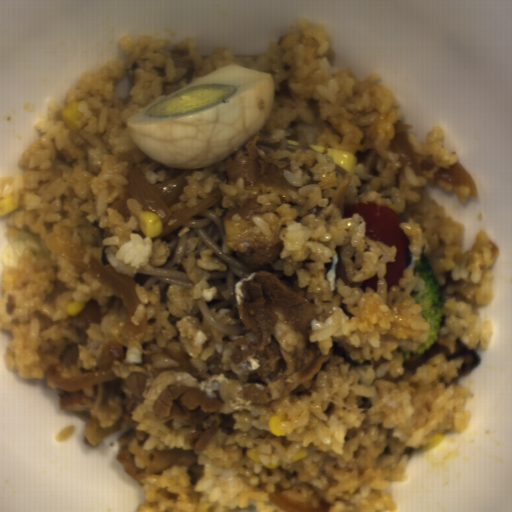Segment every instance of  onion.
<instances>
[{
    "mask_svg": "<svg viewBox=\"0 0 512 512\" xmlns=\"http://www.w3.org/2000/svg\"><path fill=\"white\" fill-rule=\"evenodd\" d=\"M45 243L55 254L106 285L122 299L128 314L126 324L120 333V339L135 340L142 344L147 335L148 316L139 325H134L132 316L140 299L131 276L121 274L110 265L103 264L93 253L89 261L85 263L86 248L58 233L51 231L45 234Z\"/></svg>",
    "mask_w": 512,
    "mask_h": 512,
    "instance_id": "2",
    "label": "onion"
},
{
    "mask_svg": "<svg viewBox=\"0 0 512 512\" xmlns=\"http://www.w3.org/2000/svg\"><path fill=\"white\" fill-rule=\"evenodd\" d=\"M124 356L125 351L120 340H107L102 345L95 371L70 377H62L53 364L47 367L44 378L60 389L69 392L93 387L112 380L121 379L114 374L110 366L112 361H118L123 365Z\"/></svg>",
    "mask_w": 512,
    "mask_h": 512,
    "instance_id": "3",
    "label": "onion"
},
{
    "mask_svg": "<svg viewBox=\"0 0 512 512\" xmlns=\"http://www.w3.org/2000/svg\"><path fill=\"white\" fill-rule=\"evenodd\" d=\"M349 182H350V176L345 178L343 181H341L339 183V185L336 187V189L333 192L332 199L330 202V204H335L338 207L341 217H342L343 210H344V205H345Z\"/></svg>",
    "mask_w": 512,
    "mask_h": 512,
    "instance_id": "7",
    "label": "onion"
},
{
    "mask_svg": "<svg viewBox=\"0 0 512 512\" xmlns=\"http://www.w3.org/2000/svg\"><path fill=\"white\" fill-rule=\"evenodd\" d=\"M268 495L271 502L285 512H326L323 506L315 508L312 504L285 496L277 487Z\"/></svg>",
    "mask_w": 512,
    "mask_h": 512,
    "instance_id": "6",
    "label": "onion"
},
{
    "mask_svg": "<svg viewBox=\"0 0 512 512\" xmlns=\"http://www.w3.org/2000/svg\"><path fill=\"white\" fill-rule=\"evenodd\" d=\"M412 128H414V125L397 120L394 125L395 134L391 140L394 144L396 153L400 154V164L404 168L407 165L412 173L418 177L423 176L420 159L414 145L410 143L409 134L407 133V130Z\"/></svg>",
    "mask_w": 512,
    "mask_h": 512,
    "instance_id": "4",
    "label": "onion"
},
{
    "mask_svg": "<svg viewBox=\"0 0 512 512\" xmlns=\"http://www.w3.org/2000/svg\"><path fill=\"white\" fill-rule=\"evenodd\" d=\"M434 178L443 181L454 188L458 186L470 187L468 198H478L476 184L470 173L460 164V162L450 165L449 169L440 167Z\"/></svg>",
    "mask_w": 512,
    "mask_h": 512,
    "instance_id": "5",
    "label": "onion"
},
{
    "mask_svg": "<svg viewBox=\"0 0 512 512\" xmlns=\"http://www.w3.org/2000/svg\"><path fill=\"white\" fill-rule=\"evenodd\" d=\"M200 169L188 170L166 182L150 185L138 165L134 166L126 176L129 183L123 185L127 192L126 195L122 198L118 197L106 208L118 212L127 223L131 217V210L127 206V202L128 199L134 198L143 212H153L161 218L163 230L155 238L162 239L191 218L222 200L223 193L219 188L195 207H185L176 212L171 210V205L181 202L179 196L183 193V187L188 186L185 176H192L195 171Z\"/></svg>",
    "mask_w": 512,
    "mask_h": 512,
    "instance_id": "1",
    "label": "onion"
}]
</instances>
